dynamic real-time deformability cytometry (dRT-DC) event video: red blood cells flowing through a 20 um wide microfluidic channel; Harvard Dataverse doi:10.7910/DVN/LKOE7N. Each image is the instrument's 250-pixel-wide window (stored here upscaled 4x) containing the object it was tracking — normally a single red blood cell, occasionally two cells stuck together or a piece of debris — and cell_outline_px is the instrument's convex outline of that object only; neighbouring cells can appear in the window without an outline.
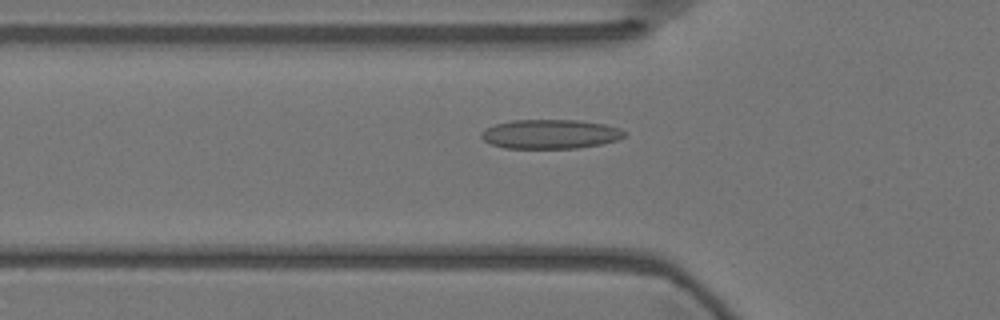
{"species": "Egyptian fruit bat (a non-hibernating species)", "species_latin": "Rousettus aegyptiacus", "temperature_condition": "warm", "stored_images_in_passage": 9, "camera_frame_rate_fps": 3000, "um_per_image_px": 0.085, "animal": {"sex": "female"}, "frame": {"image": 1, "passage_image": 4, "time_ms": 1.0, "image_size_px": [1000, 320], "cell_outline_px": [[628, 132], [624, 136], [616, 140], [600, 144], [576, 148], [504, 148], [492, 144], [484, 140], [480, 136], [480, 132], [496, 124], [512, 120], [580, 120], [604, 124], [620, 128]], "centroid_in_image_um": [46.79, 11.39], "position_along_channel_um": 79.0, "area_um2": 24.33}}